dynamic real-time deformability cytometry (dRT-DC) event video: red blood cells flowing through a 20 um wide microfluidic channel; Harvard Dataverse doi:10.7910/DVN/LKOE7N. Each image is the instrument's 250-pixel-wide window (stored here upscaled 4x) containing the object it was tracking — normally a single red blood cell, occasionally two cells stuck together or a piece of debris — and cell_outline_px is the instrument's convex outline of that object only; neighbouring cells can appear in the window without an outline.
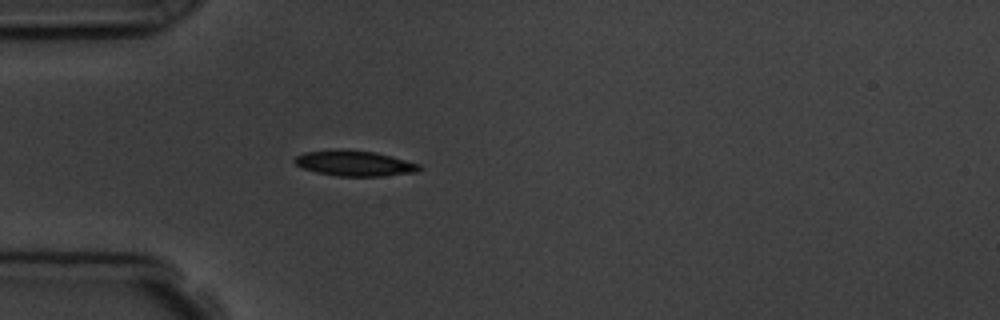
{"species": "common noctule bat (a hibernating species)", "species_latin": "Nyctalus noctula", "temperature_condition": "room temperature", "stored_images_in_passage": 3, "camera_frame_rate_fps": 3000, "um_per_image_px": 0.085, "animal": {"sex": "male", "body_mass_g": 19.5, "forearm_length_mm": 54.6}, "frame": {"image": 1, "passage_image": 3, "time_ms": 2.0, "image_size_px": [1000, 320], "cell_outline_px": [[420, 168], [416, 172], [380, 176], [336, 176], [316, 172], [304, 168], [296, 164], [292, 160], [296, 156], [304, 152], [376, 152], [392, 156], [420, 164]], "centroid_in_image_um": [30.17, 13.92], "position_along_channel_um": 54.8, "area_um2": 17.57}}